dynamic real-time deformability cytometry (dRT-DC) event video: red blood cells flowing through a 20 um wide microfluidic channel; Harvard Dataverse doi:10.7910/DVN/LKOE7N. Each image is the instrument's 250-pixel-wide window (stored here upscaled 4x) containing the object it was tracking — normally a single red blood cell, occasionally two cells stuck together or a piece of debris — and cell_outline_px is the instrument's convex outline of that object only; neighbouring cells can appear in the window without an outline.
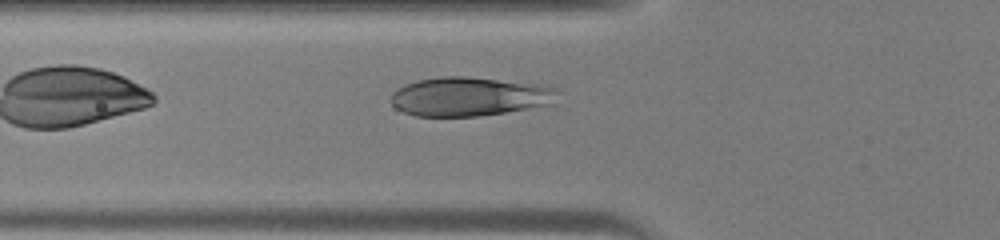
{"species": "human", "species_latin": "Homo sapiens", "temperature_condition": "warm", "stored_images_in_passage": 27, "camera_frame_rate_fps": 3000, "um_per_image_px": 0.085, "donor": {"sex": "male"}, "frame": {"image": 1, "passage_image": 2, "time_ms": 0.333, "image_size_px": [1000, 240], "cell_outline_px": [[560, 92], [552, 104], [480, 116], [416, 116], [404, 112], [396, 108], [392, 104], [392, 92], [396, 88], [404, 84], [416, 80], [440, 76], [464, 76], [548, 84], [556, 88]], "centroid_in_image_um": [39.93, 8.18], "position_along_channel_um": 85.9, "area_um2": 38.32}}
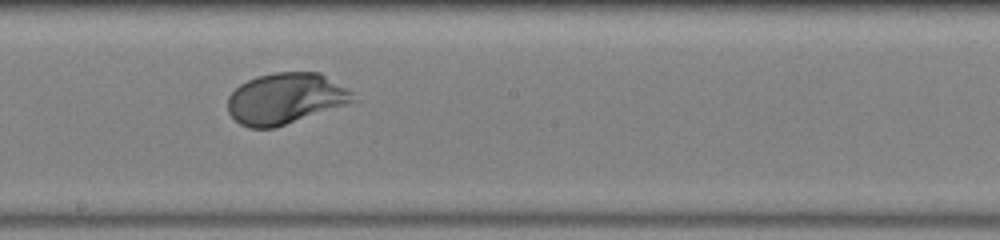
{"frame": {"image": 2, "passage_image": 11, "time_ms": 3.333, "image_size_px": [1000, 240], "cell_outline_px": [[360, 100], [276, 128], [248, 128], [240, 124], [228, 112], [228, 96], [240, 84], [256, 76], [276, 72], [320, 72], [352, 92]], "centroid_in_image_um": [24.28, 8.38], "position_along_channel_um": 223.9, "area_um2": 37.45}}
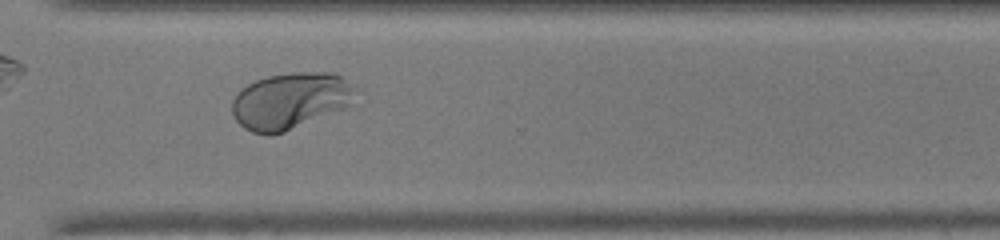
{"frame": {"image": 3, "passage_image": 19, "time_ms": 6.0, "image_size_px": [1000, 240], "cell_outline_px": [[360, 88], [352, 104], [284, 132], [272, 136], [268, 136], [252, 132], [244, 128], [236, 120], [232, 112], [232, 100], [236, 92], [248, 84], [256, 80], [268, 76], [292, 72], [332, 72], [340, 76]], "centroid_in_image_um": [24.69, 8.55], "position_along_channel_um": 345.9, "area_um2": 40.92}}